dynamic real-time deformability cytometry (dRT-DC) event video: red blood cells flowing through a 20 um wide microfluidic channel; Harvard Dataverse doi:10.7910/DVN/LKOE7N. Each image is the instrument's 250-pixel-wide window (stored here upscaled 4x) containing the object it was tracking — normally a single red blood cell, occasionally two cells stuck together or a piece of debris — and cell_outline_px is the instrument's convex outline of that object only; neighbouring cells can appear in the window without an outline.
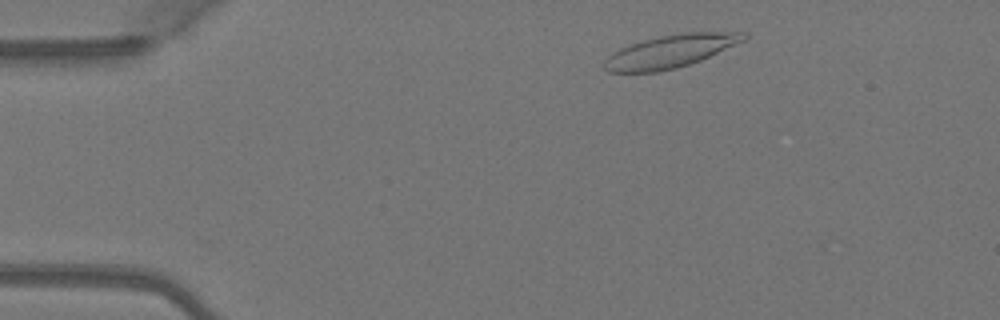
{"species": "Egyptian fruit bat (a non-hibernating species)", "species_latin": "Rousettus aegyptiacus", "temperature_condition": "warm", "stored_images_in_passage": 39, "camera_frame_rate_fps": 3000, "um_per_image_px": 0.085, "animal": {"sex": "female"}, "frame": {"image": 1, "passage_image": 4, "time_ms": 1.0, "image_size_px": [1000, 320], "cell_outline_px": [[748, 36], [744, 40], [700, 60], [676, 68], [656, 72], [608, 72], [604, 68], [604, 60], [608, 56], [620, 48], [644, 40], [660, 36], [684, 32], [748, 32]], "centroid_in_image_um": [56.97, 4.36], "position_along_channel_um": 28.0, "area_um2": 26.3}}
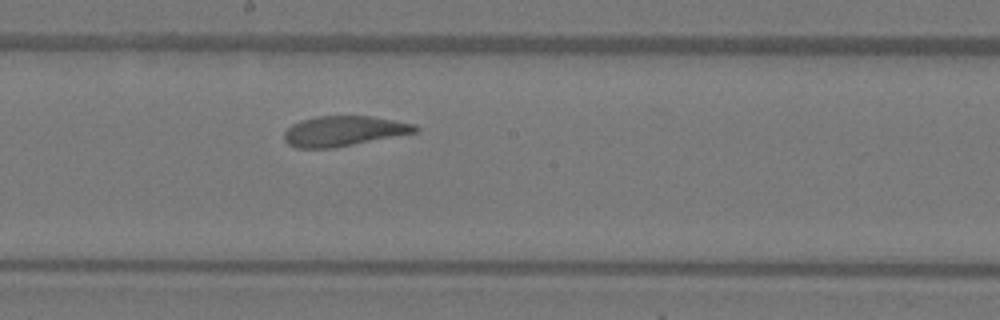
{"frame": {"image": 2, "passage_image": 23, "time_ms": 7.333, "image_size_px": [1000, 320], "cell_outline_px": [[420, 128], [416, 132], [332, 148], [296, 148], [288, 144], [284, 140], [284, 132], [292, 124], [300, 120], [316, 116], [372, 116], [416, 124]], "centroid_in_image_um": [29.19, 11.13], "position_along_channel_um": 219.0, "area_um2": 22.95}}
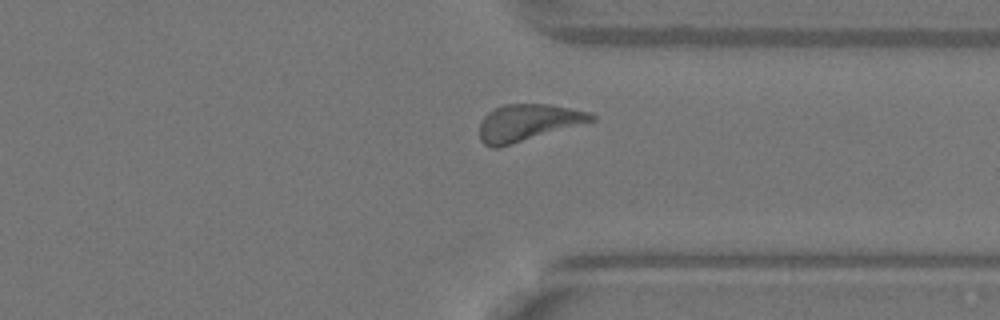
{"frame": {"image": 3, "passage_image": 34, "time_ms": 11.0, "image_size_px": [1000, 320], "cell_outline_px": [[596, 120], [496, 148], [492, 148], [484, 144], [480, 140], [480, 124], [484, 116], [488, 112], [504, 104], [548, 104], [592, 112], [596, 116]], "centroid_in_image_um": [44.88, 10.41], "position_along_channel_um": 366.5, "area_um2": 23.7}, "authors_computed_cell_mechanics": {"area_um2": 23.8136, "velocity_mm_per_s": 4.0364, "shape_relaxation_time_tau1_ms": 4.743, "shape_relaxation_time_tau2_ms": 2.1186, "deformation_change_tau1": 0.1424, "deformation_change_tau2": 0.0798}}